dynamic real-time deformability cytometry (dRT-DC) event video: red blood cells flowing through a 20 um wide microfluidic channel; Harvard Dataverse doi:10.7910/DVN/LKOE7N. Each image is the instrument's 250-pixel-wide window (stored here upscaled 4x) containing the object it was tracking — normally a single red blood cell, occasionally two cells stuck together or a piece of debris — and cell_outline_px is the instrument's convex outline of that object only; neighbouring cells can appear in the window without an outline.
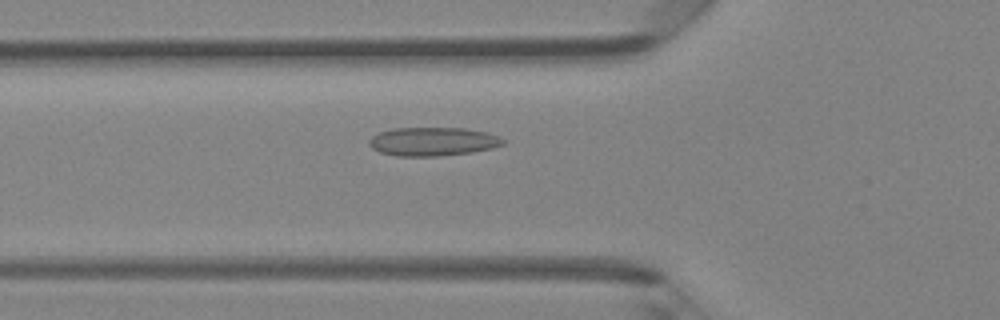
{"species": "Egyptian fruit bat (a non-hibernating species)", "species_latin": "Rousettus aegyptiacus", "temperature_condition": "room temperature", "stored_images_in_passage": 35, "camera_frame_rate_fps": 3000, "um_per_image_px": 0.085, "animal": {"sex": "female"}, "frame": {"image": 1, "passage_image": 4, "time_ms": 1.0, "image_size_px": [1000, 320], "cell_outline_px": [[504, 144], [492, 148], [472, 152], [440, 156], [396, 156], [380, 152], [372, 148], [368, 144], [368, 140], [372, 136], [380, 132], [392, 128], [464, 128], [488, 132], [500, 136], [504, 140]], "centroid_in_image_um": [36.79, 12.03], "position_along_channel_um": 89.0, "area_um2": 22.48}}
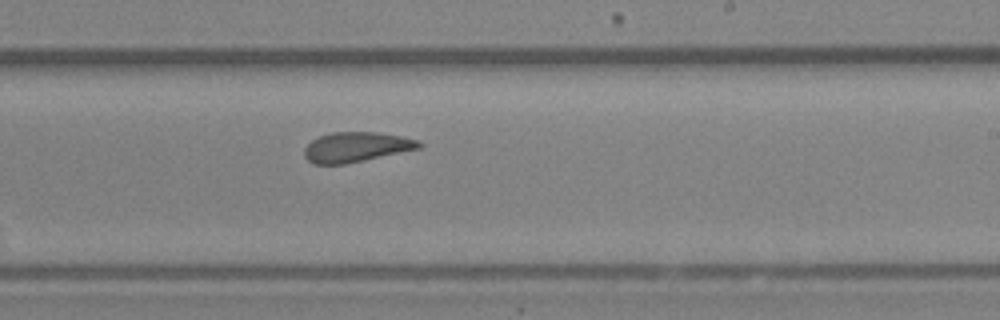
{"frame": {"image": 2, "passage_image": 16, "time_ms": 5.0, "image_size_px": [1000, 320], "cell_outline_px": [[424, 144], [420, 148], [364, 160], [344, 164], [312, 164], [304, 156], [304, 148], [312, 140], [320, 136], [332, 132], [376, 132], [400, 136], [420, 140]], "centroid_in_image_um": [30.28, 12.5], "position_along_channel_um": 258.7, "area_um2": 19.94}}
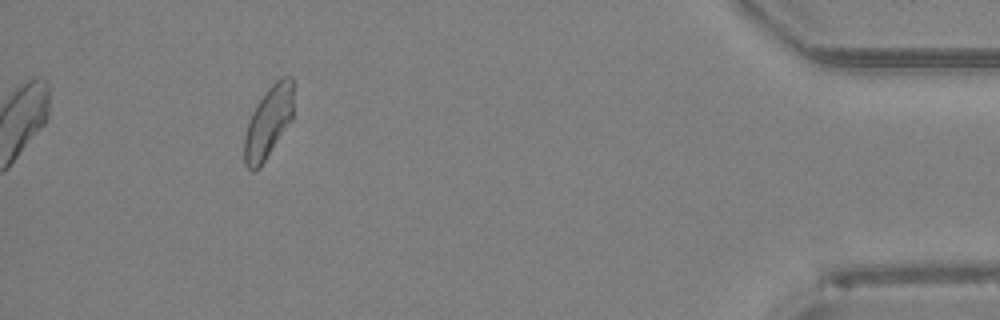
{"frame": {"image": 3, "passage_image": 31, "time_ms": 10.0, "image_size_px": [1000, 320], "cell_outline_px": [[292, 120], [260, 168], [256, 172], [252, 172], [244, 164], [244, 136], [248, 120], [256, 104], [268, 88], [280, 76], [292, 76]], "centroid_in_image_um": [22.78, 10.42], "position_along_channel_um": 412.4, "area_um2": 20.69}, "authors_computed_cell_mechanics": {"area_um2": 20.6924, "velocity_mm_per_s": 4.2579, "shape_relaxation_time_tau1_ms": null, "shape_relaxation_time_tau2_ms": 1.7963, "deformation_change_tau1": null, "deformation_change_tau2": 0.0794}}